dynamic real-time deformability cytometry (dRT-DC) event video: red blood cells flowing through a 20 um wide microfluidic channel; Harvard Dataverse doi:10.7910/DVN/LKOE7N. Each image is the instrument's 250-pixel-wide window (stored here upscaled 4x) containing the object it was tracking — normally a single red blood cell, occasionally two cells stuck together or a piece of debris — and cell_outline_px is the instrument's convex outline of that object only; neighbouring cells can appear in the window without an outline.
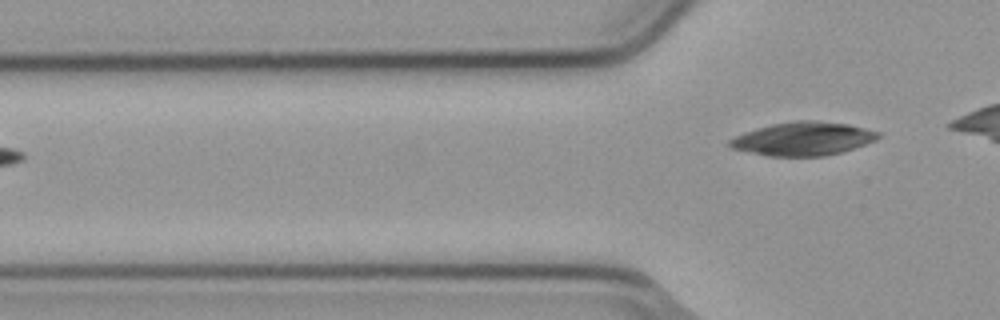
{"species": "common noctule bat (a hibernating species)", "species_latin": "Nyctalus noctula", "temperature_condition": "cold", "stored_images_in_passage": 3, "camera_frame_rate_fps": 3000, "um_per_image_px": 0.085, "animal": {"sex": "male", "body_mass_g": 23.1, "forearm_length_mm": 52.7}, "frame": {"image": 1, "passage_image": 3, "time_ms": 0.667, "image_size_px": [1000, 320], "cell_outline_px": [[880, 136], [876, 140], [840, 152], [824, 156], [768, 156], [748, 152], [732, 148], [728, 144], [728, 140], [744, 132], [756, 128], [772, 124], [792, 120], [816, 120], [848, 124], [880, 132]], "centroid_in_image_um": [68.23, 11.78], "position_along_channel_um": 57.6, "area_um2": 28.9}}